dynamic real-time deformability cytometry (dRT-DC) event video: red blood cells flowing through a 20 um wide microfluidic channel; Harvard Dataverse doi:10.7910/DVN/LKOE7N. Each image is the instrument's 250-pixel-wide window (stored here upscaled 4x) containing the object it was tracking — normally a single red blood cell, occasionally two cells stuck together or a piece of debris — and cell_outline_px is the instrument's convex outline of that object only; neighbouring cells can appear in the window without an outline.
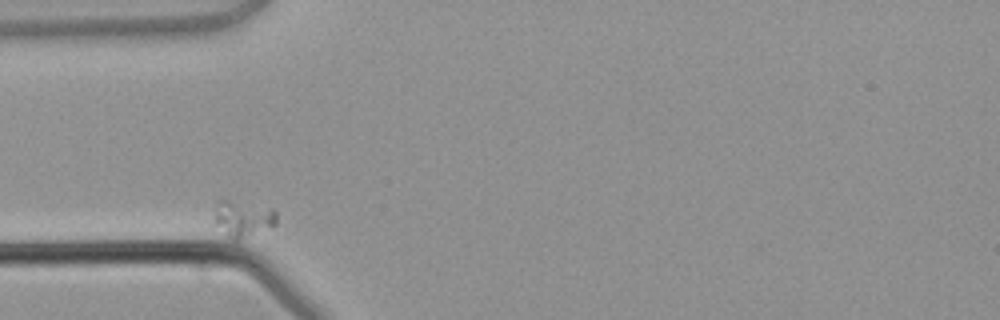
{"species": "common noctule bat (a hibernating species)", "species_latin": "Nyctalus noctula", "temperature_condition": "warm", "stored_images_in_passage": 6, "camera_frame_rate_fps": 3000, "um_per_image_px": 0.085, "animal": {"sex": "male", "body_mass_g": 21.5, "forearm_length_mm": 52.0}, "frame": {"image": 1, "passage_image": 1, "time_ms": 0.0, "image_size_px": [1000, 320], "cell_outline_px": [[276, 224], [236, 244], [212, 220], [216, 204], [220, 200], [228, 200], [272, 208], [276, 212]], "centroid_in_image_um": [20.63, 18.63], "position_along_channel_um": 64.4, "area_um2": 13.41}}
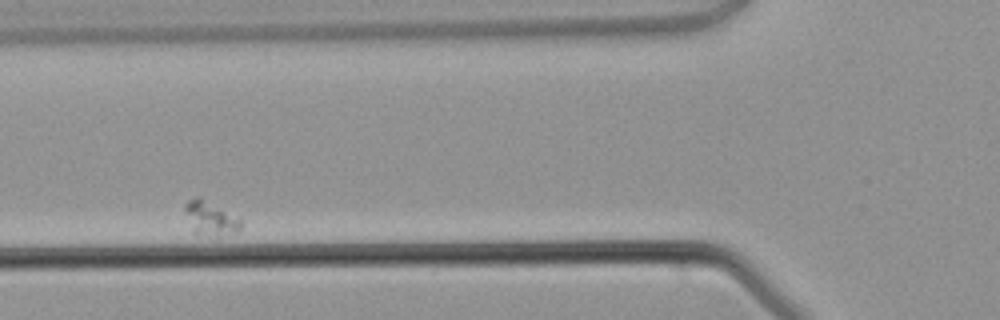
{"frame": {"image": 2, "passage_image": 2, "time_ms": 1.333, "image_size_px": [1000, 320], "cell_outline_px": [[240, 228], [236, 232], [192, 232], [184, 208], [184, 204], [188, 200], [196, 196], [200, 196], [240, 216]], "centroid_in_image_um": [17.87, 18.42], "position_along_channel_um": 107.9, "area_um2": 10.64}}
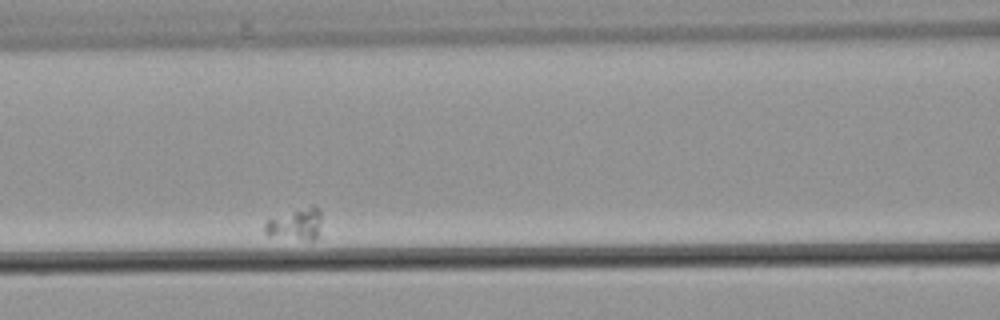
{"frame": {"image": 3, "passage_image": 3, "time_ms": 2.333, "image_size_px": [1000, 320], "cell_outline_px": [[320, 236], [316, 240], [312, 240], [268, 236], [264, 232], [264, 224], [268, 220], [312, 204], [320, 208]], "centroid_in_image_um": [25.17, 19.07], "position_along_channel_um": 141.4, "area_um2": 10.52}}